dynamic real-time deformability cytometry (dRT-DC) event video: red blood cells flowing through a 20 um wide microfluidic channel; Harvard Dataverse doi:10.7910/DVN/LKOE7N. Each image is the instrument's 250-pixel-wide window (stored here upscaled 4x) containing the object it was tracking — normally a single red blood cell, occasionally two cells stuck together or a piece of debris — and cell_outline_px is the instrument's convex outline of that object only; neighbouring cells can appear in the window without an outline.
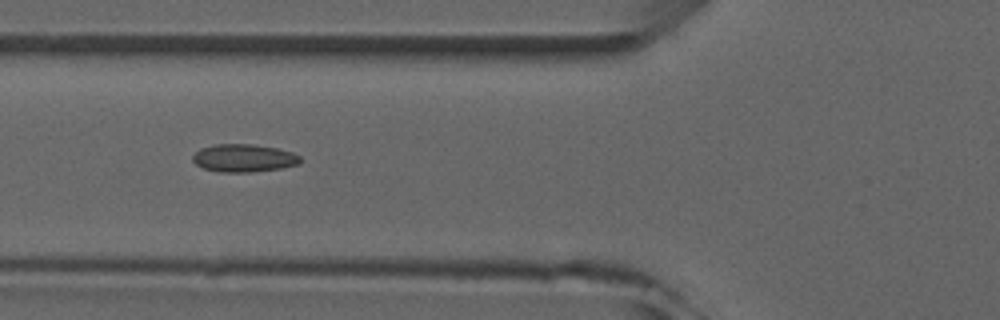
{"species": "common noctule bat (a hibernating species)", "species_latin": "Nyctalus noctula", "temperature_condition": "room temperature", "stored_images_in_passage": 5, "camera_frame_rate_fps": 3000, "um_per_image_px": 0.085, "animal": {"sex": "male", "forearm_length_mm": 52.5}, "frame": {"image": 1, "passage_image": 5, "time_ms": 5.333, "image_size_px": [1000, 320], "cell_outline_px": [[300, 164], [280, 168], [252, 172], [220, 172], [204, 168], [196, 164], [192, 160], [192, 156], [200, 148], [216, 144], [252, 144], [276, 148], [292, 152], [300, 156]], "centroid_in_image_um": [20.71, 13.43], "position_along_channel_um": 105.1, "area_um2": 17.4}}